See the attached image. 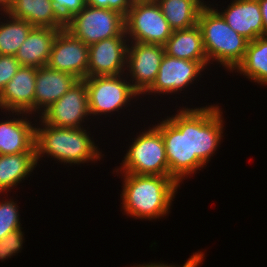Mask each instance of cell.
I'll return each mask as SVG.
<instances>
[{
  "instance_id": "8",
  "label": "cell",
  "mask_w": 267,
  "mask_h": 267,
  "mask_svg": "<svg viewBox=\"0 0 267 267\" xmlns=\"http://www.w3.org/2000/svg\"><path fill=\"white\" fill-rule=\"evenodd\" d=\"M66 29L87 45L115 36H126L123 15L88 4L66 22Z\"/></svg>"
},
{
  "instance_id": "15",
  "label": "cell",
  "mask_w": 267,
  "mask_h": 267,
  "mask_svg": "<svg viewBox=\"0 0 267 267\" xmlns=\"http://www.w3.org/2000/svg\"><path fill=\"white\" fill-rule=\"evenodd\" d=\"M36 68L21 66L0 92V109L9 112H24L34 116Z\"/></svg>"
},
{
  "instance_id": "28",
  "label": "cell",
  "mask_w": 267,
  "mask_h": 267,
  "mask_svg": "<svg viewBox=\"0 0 267 267\" xmlns=\"http://www.w3.org/2000/svg\"><path fill=\"white\" fill-rule=\"evenodd\" d=\"M55 10L66 23L75 14L79 13L87 4L85 0H51Z\"/></svg>"
},
{
  "instance_id": "21",
  "label": "cell",
  "mask_w": 267,
  "mask_h": 267,
  "mask_svg": "<svg viewBox=\"0 0 267 267\" xmlns=\"http://www.w3.org/2000/svg\"><path fill=\"white\" fill-rule=\"evenodd\" d=\"M165 54L179 59L198 61L205 69L209 65L200 27L174 30L164 44Z\"/></svg>"
},
{
  "instance_id": "27",
  "label": "cell",
  "mask_w": 267,
  "mask_h": 267,
  "mask_svg": "<svg viewBox=\"0 0 267 267\" xmlns=\"http://www.w3.org/2000/svg\"><path fill=\"white\" fill-rule=\"evenodd\" d=\"M21 229L9 232L5 237L0 239V260H8L12 256L21 252L24 235Z\"/></svg>"
},
{
  "instance_id": "20",
  "label": "cell",
  "mask_w": 267,
  "mask_h": 267,
  "mask_svg": "<svg viewBox=\"0 0 267 267\" xmlns=\"http://www.w3.org/2000/svg\"><path fill=\"white\" fill-rule=\"evenodd\" d=\"M7 13L26 20L33 27L66 28L51 0H13Z\"/></svg>"
},
{
  "instance_id": "1",
  "label": "cell",
  "mask_w": 267,
  "mask_h": 267,
  "mask_svg": "<svg viewBox=\"0 0 267 267\" xmlns=\"http://www.w3.org/2000/svg\"><path fill=\"white\" fill-rule=\"evenodd\" d=\"M123 176L122 210L136 219H159L166 216L180 185L169 175Z\"/></svg>"
},
{
  "instance_id": "3",
  "label": "cell",
  "mask_w": 267,
  "mask_h": 267,
  "mask_svg": "<svg viewBox=\"0 0 267 267\" xmlns=\"http://www.w3.org/2000/svg\"><path fill=\"white\" fill-rule=\"evenodd\" d=\"M197 25L200 27L208 63L218 62L229 72L242 62L248 40L235 32L210 4L200 11Z\"/></svg>"
},
{
  "instance_id": "26",
  "label": "cell",
  "mask_w": 267,
  "mask_h": 267,
  "mask_svg": "<svg viewBox=\"0 0 267 267\" xmlns=\"http://www.w3.org/2000/svg\"><path fill=\"white\" fill-rule=\"evenodd\" d=\"M6 200V201H5ZM0 201V239L9 232L23 229L20 223L19 206L13 198Z\"/></svg>"
},
{
  "instance_id": "16",
  "label": "cell",
  "mask_w": 267,
  "mask_h": 267,
  "mask_svg": "<svg viewBox=\"0 0 267 267\" xmlns=\"http://www.w3.org/2000/svg\"><path fill=\"white\" fill-rule=\"evenodd\" d=\"M215 10L226 23L249 42L263 36V20L258 0H232L226 9Z\"/></svg>"
},
{
  "instance_id": "18",
  "label": "cell",
  "mask_w": 267,
  "mask_h": 267,
  "mask_svg": "<svg viewBox=\"0 0 267 267\" xmlns=\"http://www.w3.org/2000/svg\"><path fill=\"white\" fill-rule=\"evenodd\" d=\"M11 113L13 119L8 116L7 120L0 121V155L35 152V126L28 120L29 114Z\"/></svg>"
},
{
  "instance_id": "2",
  "label": "cell",
  "mask_w": 267,
  "mask_h": 267,
  "mask_svg": "<svg viewBox=\"0 0 267 267\" xmlns=\"http://www.w3.org/2000/svg\"><path fill=\"white\" fill-rule=\"evenodd\" d=\"M38 123L40 127H36V123L34 125L37 163L45 154L59 163H69L71 166L101 159L102 153L89 136L91 134L87 132L88 128L56 127L45 124L40 118Z\"/></svg>"
},
{
  "instance_id": "11",
  "label": "cell",
  "mask_w": 267,
  "mask_h": 267,
  "mask_svg": "<svg viewBox=\"0 0 267 267\" xmlns=\"http://www.w3.org/2000/svg\"><path fill=\"white\" fill-rule=\"evenodd\" d=\"M90 115L88 91L79 79L61 98L43 111L38 118L56 127L81 128ZM87 117V118H86Z\"/></svg>"
},
{
  "instance_id": "23",
  "label": "cell",
  "mask_w": 267,
  "mask_h": 267,
  "mask_svg": "<svg viewBox=\"0 0 267 267\" xmlns=\"http://www.w3.org/2000/svg\"><path fill=\"white\" fill-rule=\"evenodd\" d=\"M156 2L173 31L197 25L200 11L208 3L204 0H156Z\"/></svg>"
},
{
  "instance_id": "30",
  "label": "cell",
  "mask_w": 267,
  "mask_h": 267,
  "mask_svg": "<svg viewBox=\"0 0 267 267\" xmlns=\"http://www.w3.org/2000/svg\"><path fill=\"white\" fill-rule=\"evenodd\" d=\"M86 4L95 8H107L126 16L133 0H85Z\"/></svg>"
},
{
  "instance_id": "32",
  "label": "cell",
  "mask_w": 267,
  "mask_h": 267,
  "mask_svg": "<svg viewBox=\"0 0 267 267\" xmlns=\"http://www.w3.org/2000/svg\"><path fill=\"white\" fill-rule=\"evenodd\" d=\"M263 20V37L267 38V0H258Z\"/></svg>"
},
{
  "instance_id": "19",
  "label": "cell",
  "mask_w": 267,
  "mask_h": 267,
  "mask_svg": "<svg viewBox=\"0 0 267 267\" xmlns=\"http://www.w3.org/2000/svg\"><path fill=\"white\" fill-rule=\"evenodd\" d=\"M61 29L33 27L15 55L21 66H47L53 43Z\"/></svg>"
},
{
  "instance_id": "4",
  "label": "cell",
  "mask_w": 267,
  "mask_h": 267,
  "mask_svg": "<svg viewBox=\"0 0 267 267\" xmlns=\"http://www.w3.org/2000/svg\"><path fill=\"white\" fill-rule=\"evenodd\" d=\"M159 122L154 126L162 133L169 176L180 185L182 180L205 166L196 156H191L190 108H180L176 115Z\"/></svg>"
},
{
  "instance_id": "13",
  "label": "cell",
  "mask_w": 267,
  "mask_h": 267,
  "mask_svg": "<svg viewBox=\"0 0 267 267\" xmlns=\"http://www.w3.org/2000/svg\"><path fill=\"white\" fill-rule=\"evenodd\" d=\"M205 68L198 62L164 55L158 74L152 86L144 93L151 94H177L193 84Z\"/></svg>"
},
{
  "instance_id": "25",
  "label": "cell",
  "mask_w": 267,
  "mask_h": 267,
  "mask_svg": "<svg viewBox=\"0 0 267 267\" xmlns=\"http://www.w3.org/2000/svg\"><path fill=\"white\" fill-rule=\"evenodd\" d=\"M3 17L4 21L0 18V55L15 56L33 26L24 19L12 17L7 12Z\"/></svg>"
},
{
  "instance_id": "29",
  "label": "cell",
  "mask_w": 267,
  "mask_h": 267,
  "mask_svg": "<svg viewBox=\"0 0 267 267\" xmlns=\"http://www.w3.org/2000/svg\"><path fill=\"white\" fill-rule=\"evenodd\" d=\"M21 67L13 55H0V92Z\"/></svg>"
},
{
  "instance_id": "6",
  "label": "cell",
  "mask_w": 267,
  "mask_h": 267,
  "mask_svg": "<svg viewBox=\"0 0 267 267\" xmlns=\"http://www.w3.org/2000/svg\"><path fill=\"white\" fill-rule=\"evenodd\" d=\"M124 22L130 42L164 45L173 32L156 0H133Z\"/></svg>"
},
{
  "instance_id": "17",
  "label": "cell",
  "mask_w": 267,
  "mask_h": 267,
  "mask_svg": "<svg viewBox=\"0 0 267 267\" xmlns=\"http://www.w3.org/2000/svg\"><path fill=\"white\" fill-rule=\"evenodd\" d=\"M78 80L71 73L51 69L48 66L36 68L34 115L41 114L58 101Z\"/></svg>"
},
{
  "instance_id": "24",
  "label": "cell",
  "mask_w": 267,
  "mask_h": 267,
  "mask_svg": "<svg viewBox=\"0 0 267 267\" xmlns=\"http://www.w3.org/2000/svg\"><path fill=\"white\" fill-rule=\"evenodd\" d=\"M238 72L248 80L260 85H267V38L260 36L248 42L245 56L236 67Z\"/></svg>"
},
{
  "instance_id": "10",
  "label": "cell",
  "mask_w": 267,
  "mask_h": 267,
  "mask_svg": "<svg viewBox=\"0 0 267 267\" xmlns=\"http://www.w3.org/2000/svg\"><path fill=\"white\" fill-rule=\"evenodd\" d=\"M164 55V45L129 41L125 75L140 97L155 81Z\"/></svg>"
},
{
  "instance_id": "33",
  "label": "cell",
  "mask_w": 267,
  "mask_h": 267,
  "mask_svg": "<svg viewBox=\"0 0 267 267\" xmlns=\"http://www.w3.org/2000/svg\"><path fill=\"white\" fill-rule=\"evenodd\" d=\"M13 0H0V15L6 13L12 5Z\"/></svg>"
},
{
  "instance_id": "7",
  "label": "cell",
  "mask_w": 267,
  "mask_h": 267,
  "mask_svg": "<svg viewBox=\"0 0 267 267\" xmlns=\"http://www.w3.org/2000/svg\"><path fill=\"white\" fill-rule=\"evenodd\" d=\"M84 80L88 91L89 111L93 117L119 112L118 110L129 105L132 99L140 96L125 74L92 76Z\"/></svg>"
},
{
  "instance_id": "14",
  "label": "cell",
  "mask_w": 267,
  "mask_h": 267,
  "mask_svg": "<svg viewBox=\"0 0 267 267\" xmlns=\"http://www.w3.org/2000/svg\"><path fill=\"white\" fill-rule=\"evenodd\" d=\"M127 36H115L89 45L87 77L125 74Z\"/></svg>"
},
{
  "instance_id": "31",
  "label": "cell",
  "mask_w": 267,
  "mask_h": 267,
  "mask_svg": "<svg viewBox=\"0 0 267 267\" xmlns=\"http://www.w3.org/2000/svg\"><path fill=\"white\" fill-rule=\"evenodd\" d=\"M204 253L202 251H198L193 253L192 256H190V258H188V260H186V262L183 264V266H179L178 267H199L200 264L204 259ZM131 267H177L176 265H168V264H164V263H148V264H139L137 266H131Z\"/></svg>"
},
{
  "instance_id": "9",
  "label": "cell",
  "mask_w": 267,
  "mask_h": 267,
  "mask_svg": "<svg viewBox=\"0 0 267 267\" xmlns=\"http://www.w3.org/2000/svg\"><path fill=\"white\" fill-rule=\"evenodd\" d=\"M218 105L190 108L191 156L206 165L222 140L224 118Z\"/></svg>"
},
{
  "instance_id": "22",
  "label": "cell",
  "mask_w": 267,
  "mask_h": 267,
  "mask_svg": "<svg viewBox=\"0 0 267 267\" xmlns=\"http://www.w3.org/2000/svg\"><path fill=\"white\" fill-rule=\"evenodd\" d=\"M36 166L35 152L0 155V189L3 194L24 181Z\"/></svg>"
},
{
  "instance_id": "5",
  "label": "cell",
  "mask_w": 267,
  "mask_h": 267,
  "mask_svg": "<svg viewBox=\"0 0 267 267\" xmlns=\"http://www.w3.org/2000/svg\"><path fill=\"white\" fill-rule=\"evenodd\" d=\"M140 132L129 146L119 173L136 175H169V165L166 157L162 133L152 125Z\"/></svg>"
},
{
  "instance_id": "12",
  "label": "cell",
  "mask_w": 267,
  "mask_h": 267,
  "mask_svg": "<svg viewBox=\"0 0 267 267\" xmlns=\"http://www.w3.org/2000/svg\"><path fill=\"white\" fill-rule=\"evenodd\" d=\"M89 45L83 43L66 28L56 36L47 66L71 73L78 79L87 78Z\"/></svg>"
}]
</instances>
